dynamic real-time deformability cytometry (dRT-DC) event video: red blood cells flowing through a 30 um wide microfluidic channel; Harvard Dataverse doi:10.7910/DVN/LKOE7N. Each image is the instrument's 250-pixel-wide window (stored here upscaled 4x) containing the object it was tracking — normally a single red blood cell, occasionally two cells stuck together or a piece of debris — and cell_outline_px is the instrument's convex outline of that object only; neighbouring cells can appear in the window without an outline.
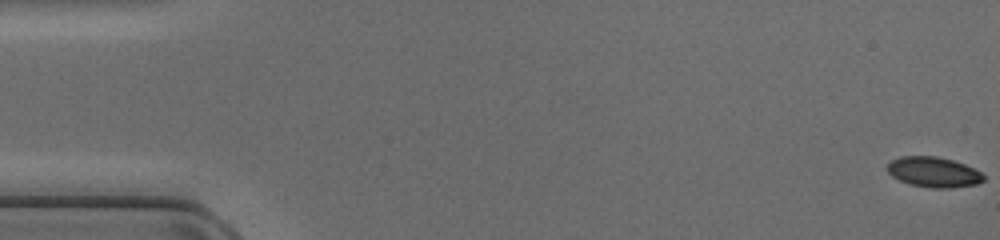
{"species": "common noctule bat (a hibernating species)", "species_latin": "Nyctalus noctula", "temperature_condition": "cold", "stored_images_in_passage": 48, "camera_frame_rate_fps": 3000, "um_per_image_px": 0.085, "animal": {"sex": "female", "body_mass_g": 17.0, "forearm_length_mm": 48.0}, "frame": {"image": 1, "passage_image": 1, "time_ms": 0.0, "image_size_px": [1000, 240], "cell_outline_px": [[984, 180], [976, 184], [948, 188], [932, 188], [908, 184], [892, 176], [888, 172], [888, 164], [892, 160], [900, 156], [936, 156], [952, 160], [964, 164], [980, 172], [984, 176]], "centroid_in_image_um": [79.34, 14.63], "position_along_channel_um": 5.7, "area_um2": 16.82}}
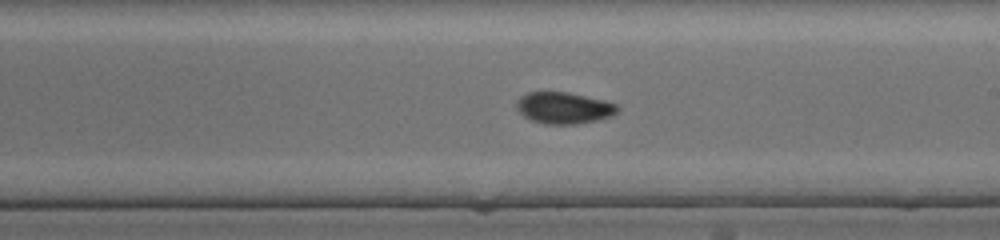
{"frame": {"image": 2, "passage_image": 28, "time_ms": 9.0, "image_size_px": [1000, 240], "cell_outline_px": [[620, 108], [612, 116], [600, 120], [576, 124], [544, 124], [532, 120], [524, 116], [516, 108], [516, 100], [520, 96], [528, 92], [568, 92], [604, 100], [616, 104]], "centroid_in_image_um": [47.93, 9.17], "position_along_channel_um": 241.1, "area_um2": 18.67}}
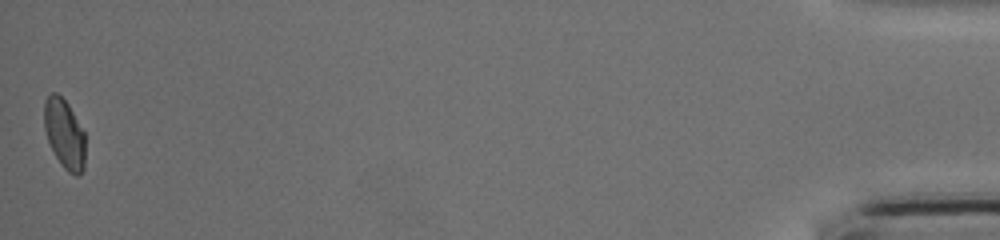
{"frame": {"image": 3, "passage_image": 48, "time_ms": 15.667, "image_size_px": [1000, 240], "cell_outline_px": [[84, 168], [80, 176], [76, 176], [68, 172], [60, 164], [48, 140], [44, 128], [44, 100], [52, 92], [56, 92], [68, 104], [84, 132]], "centroid_in_image_um": [5.47, 11.39], "position_along_channel_um": 429.7, "area_um2": 16.53}}